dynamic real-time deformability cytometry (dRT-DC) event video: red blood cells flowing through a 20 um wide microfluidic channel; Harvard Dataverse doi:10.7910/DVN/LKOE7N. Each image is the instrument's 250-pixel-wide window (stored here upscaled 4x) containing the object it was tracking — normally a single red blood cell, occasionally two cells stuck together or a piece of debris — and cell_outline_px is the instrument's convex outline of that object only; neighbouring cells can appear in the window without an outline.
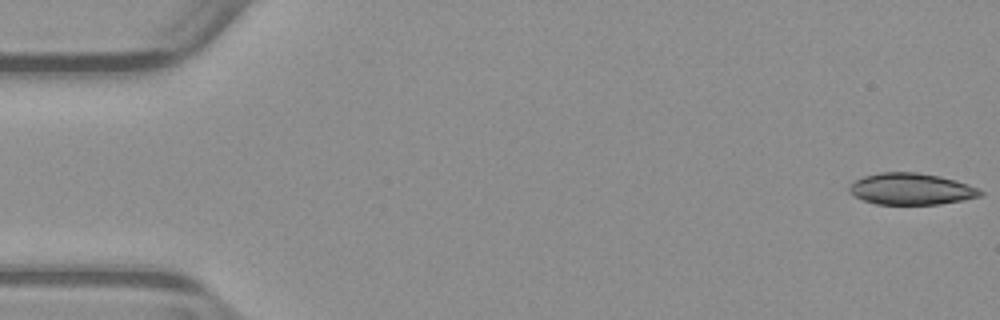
{"species": "common noctule bat (a hibernating species)", "species_latin": "Nyctalus noctula", "temperature_condition": "warm", "stored_images_in_passage": 52, "camera_frame_rate_fps": 3000, "um_per_image_px": 0.085, "animal": {"sex": "male", "body_mass_g": 23.1, "forearm_length_mm": 52.7}, "frame": {"image": 1, "passage_image": 1, "time_ms": 0.0, "image_size_px": [1000, 320], "cell_outline_px": [[984, 192], [980, 196], [964, 200], [940, 204], [876, 204], [864, 200], [848, 192], [848, 184], [864, 176], [880, 172], [916, 172], [940, 176], [956, 180], [968, 184]], "centroid_in_image_um": [77.43, 16.06], "position_along_channel_um": 7.6, "area_um2": 24.1}}
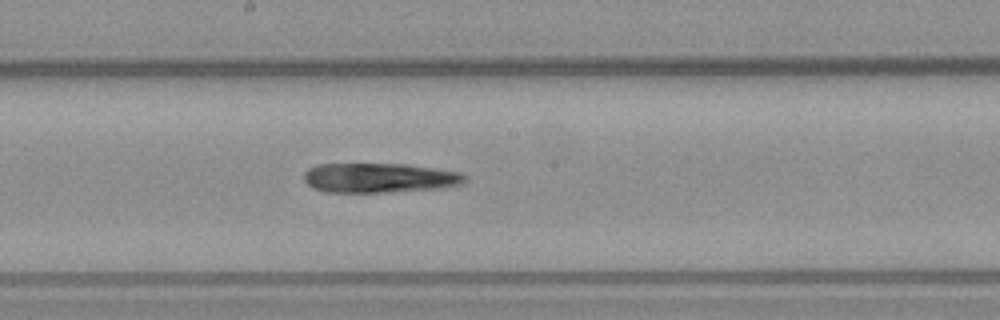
{"frame": {"image": 2, "passage_image": 28, "time_ms": 9.0, "image_size_px": [1000, 320], "cell_outline_px": [[468, 180], [460, 184], [440, 188], [384, 192], [324, 192], [312, 188], [304, 180], [304, 172], [308, 168], [316, 164], [408, 164], [460, 172], [468, 176]], "centroid_in_image_um": [32.23, 15.11], "position_along_channel_um": 216.0, "area_um2": 27.92}}
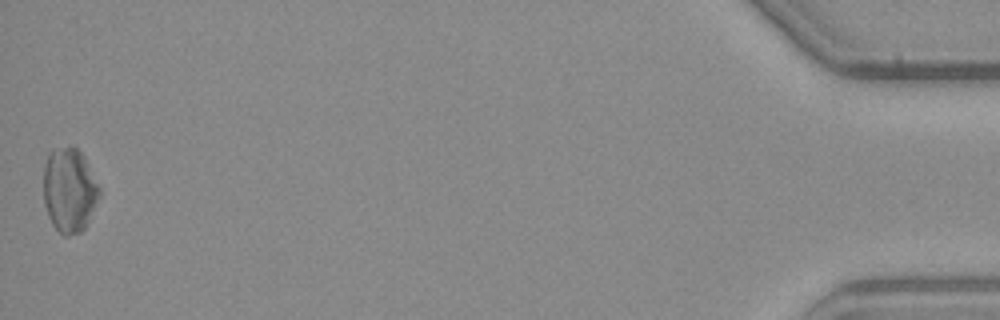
{"frame": {"image": 3, "passage_image": 52, "time_ms": 17.0, "image_size_px": [1000, 320], "cell_outline_px": [[100, 196], [84, 228], [80, 232], [68, 236], [64, 236], [52, 224], [48, 216], [44, 204], [44, 164], [48, 152], [52, 148], [72, 144], [84, 156], [100, 188]], "centroid_in_image_um": [5.87, 16.11], "position_along_channel_um": 429.3, "area_um2": 27.74}}